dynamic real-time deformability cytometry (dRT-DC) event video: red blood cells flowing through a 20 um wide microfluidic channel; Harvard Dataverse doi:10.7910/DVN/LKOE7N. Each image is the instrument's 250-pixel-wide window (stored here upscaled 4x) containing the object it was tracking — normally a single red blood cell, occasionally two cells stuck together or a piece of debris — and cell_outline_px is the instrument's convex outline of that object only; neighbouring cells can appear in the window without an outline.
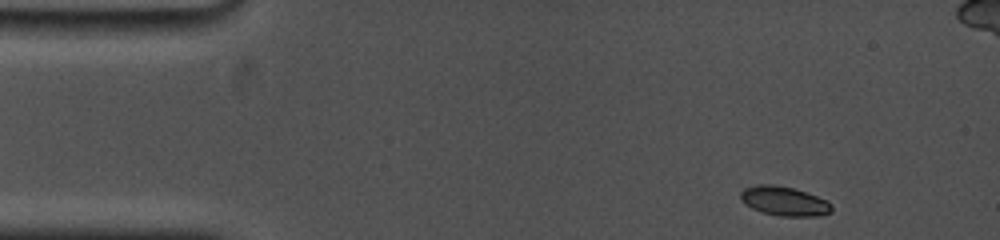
{"species": "common noctule bat (a hibernating species)", "species_latin": "Nyctalus noctula", "temperature_condition": "cold", "stored_images_in_passage": 12, "camera_frame_rate_fps": 5000, "um_per_image_px": 0.085, "animal": {"sex": "female", "body_mass_g": 19.0, "forearm_length_mm": 53.3}, "frame": {"image": 1, "passage_image": 1, "time_ms": 0.0, "image_size_px": [1000, 240], "cell_outline_px": [[832, 212], [820, 216], [780, 216], [760, 212], [744, 204], [740, 200], [740, 192], [744, 188], [756, 184], [776, 184], [792, 188], [828, 200], [832, 204]], "centroid_in_image_um": [66.64, 17.1], "position_along_channel_um": 18.4, "area_um2": 15.78}}
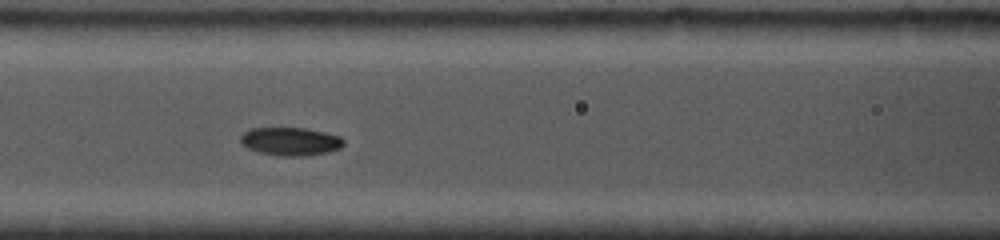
{"frame": {"image": 2, "passage_image": 9, "time_ms": 5.6, "image_size_px": [1000, 240], "cell_outline_px": [[344, 144], [340, 148], [328, 152], [300, 156], [276, 156], [256, 152], [240, 144], [240, 136], [248, 128], [308, 128], [340, 136], [344, 140]], "centroid_in_image_um": [24.65, 12.02], "position_along_channel_um": 142.0, "area_um2": 17.17}}
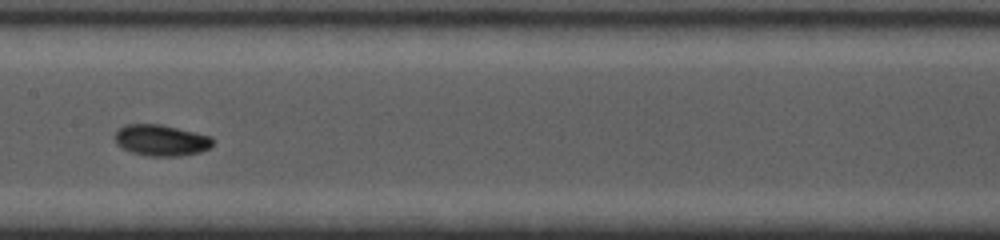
{"frame": {"image": 3, "passage_image": 11, "time_ms": 7.0, "image_size_px": [1000, 240], "cell_outline_px": [[216, 140], [208, 148], [200, 152], [180, 156], [148, 156], [132, 152], [116, 144], [116, 132], [124, 124], [160, 124], [212, 136]], "centroid_in_image_um": [13.73, 11.92], "position_along_channel_um": 193.7, "area_um2": 17.74}}